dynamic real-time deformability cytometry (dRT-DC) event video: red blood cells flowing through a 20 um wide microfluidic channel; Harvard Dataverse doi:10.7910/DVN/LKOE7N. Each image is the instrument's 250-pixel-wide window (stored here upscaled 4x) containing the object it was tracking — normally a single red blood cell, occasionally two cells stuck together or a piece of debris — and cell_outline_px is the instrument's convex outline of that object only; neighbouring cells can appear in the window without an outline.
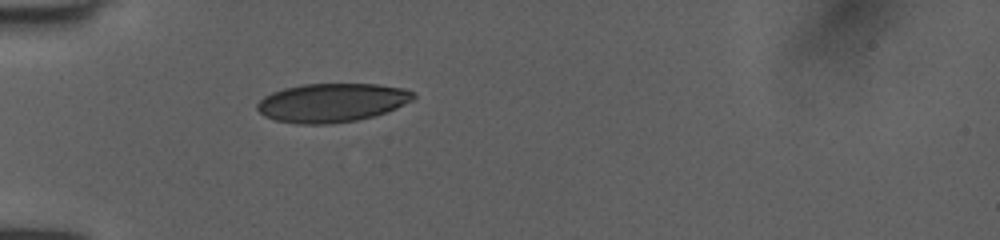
{"species": "human", "species_latin": "Homo sapiens", "temperature_condition": "room temperature", "stored_images_in_passage": 36, "camera_frame_rate_fps": 3000, "um_per_image_px": 0.085, "donor": {"sex": "female"}, "frame": {"image": 1, "passage_image": 1, "time_ms": 0.0, "image_size_px": [1000, 240], "cell_outline_px": [[416, 96], [412, 100], [396, 108], [372, 116], [356, 120], [328, 124], [296, 124], [276, 120], [264, 116], [256, 108], [256, 104], [264, 96], [272, 92], [284, 88], [304, 84], [376, 84], [404, 88], [412, 92]], "centroid_in_image_um": [28.18, 8.72], "position_along_channel_um": 56.8, "area_um2": 35.14}}
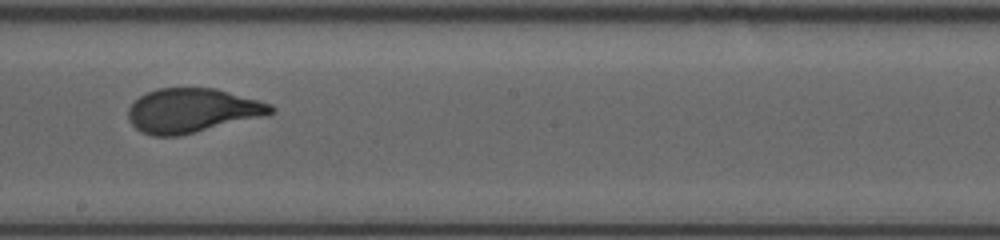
{"frame": {"image": 2, "passage_image": 15, "time_ms": 4.667, "image_size_px": [1000, 240], "cell_outline_px": [[276, 112], [268, 116], [180, 136], [152, 136], [140, 132], [128, 120], [128, 108], [140, 96], [156, 88], [216, 88], [260, 100], [272, 104], [276, 108]], "centroid_in_image_um": [16.39, 9.41], "position_along_channel_um": 231.8, "area_um2": 37.34}}
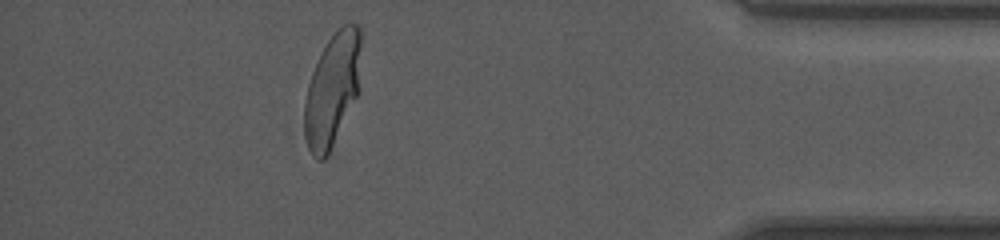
{"frame": {"image": 3, "passage_image": 31, "time_ms": 10.0, "image_size_px": [1000, 240], "cell_outline_px": [[360, 92], [324, 160], [320, 160], [308, 148], [304, 136], [304, 100], [308, 84], [312, 72], [320, 52], [328, 40], [344, 24], [356, 24], [360, 28]], "centroid_in_image_um": [28.25, 7.61], "position_along_channel_um": 407.0, "area_um2": 37.17}, "authors_computed_cell_mechanics": {"area_um2": 37.1943, "velocity_mm_per_s": 4.0103, "shape_relaxation_time_tau1_ms": 4.6611, "shape_relaxation_time_tau2_ms": null, "deformation_change_tau1": 0.1996, "deformation_change_tau2": null}}